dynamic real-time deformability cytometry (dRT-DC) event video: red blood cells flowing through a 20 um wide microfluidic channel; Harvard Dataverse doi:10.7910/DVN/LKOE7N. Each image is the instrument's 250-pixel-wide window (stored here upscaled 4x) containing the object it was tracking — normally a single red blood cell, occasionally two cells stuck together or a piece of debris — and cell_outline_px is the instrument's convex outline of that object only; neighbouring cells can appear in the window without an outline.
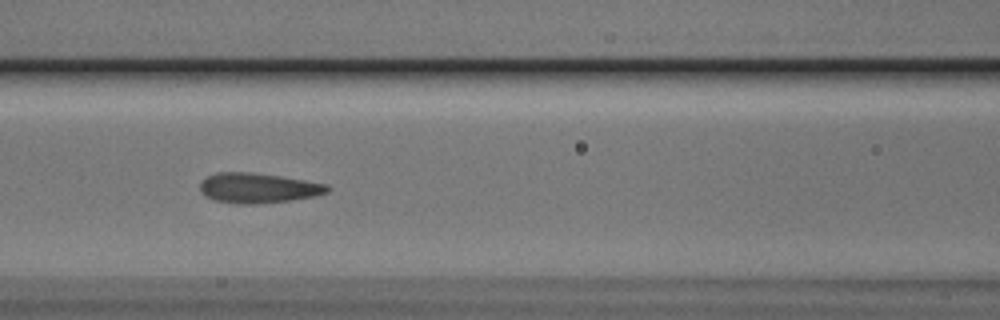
{"species": "Egyptian fruit bat (a non-hibernating species)", "species_latin": "Rousettus aegyptiacus", "temperature_condition": "cold", "stored_images_in_passage": 35, "camera_frame_rate_fps": 3000, "um_per_image_px": 0.085, "animal": {"sex": "male"}, "frame": {"image": 1, "passage_image": 10, "time_ms": 3.0, "image_size_px": [1000, 320], "cell_outline_px": [[332, 188], [328, 192], [316, 196], [292, 200], [256, 204], [236, 204], [216, 200], [204, 196], [200, 192], [200, 184], [208, 176], [216, 172], [248, 172], [280, 176], [328, 184]], "centroid_in_image_um": [21.96, 15.99], "position_along_channel_um": 144.6, "area_um2": 22.37}}
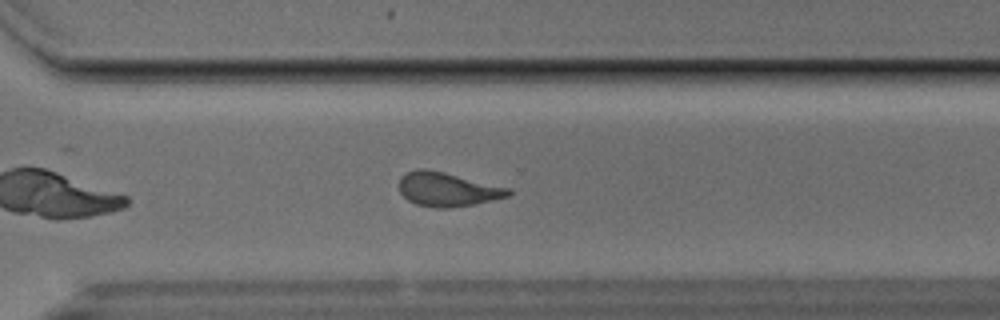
{"frame": {"image": 2, "passage_image": 25, "time_ms": 8.0, "image_size_px": [1000, 320], "cell_outline_px": [[512, 192], [508, 196], [476, 204], [452, 208], [436, 208], [416, 204], [408, 200], [400, 192], [400, 176], [416, 168], [424, 168], [512, 188]], "centroid_in_image_um": [38.04, 16.1], "position_along_channel_um": 332.6, "area_um2": 21.62}}